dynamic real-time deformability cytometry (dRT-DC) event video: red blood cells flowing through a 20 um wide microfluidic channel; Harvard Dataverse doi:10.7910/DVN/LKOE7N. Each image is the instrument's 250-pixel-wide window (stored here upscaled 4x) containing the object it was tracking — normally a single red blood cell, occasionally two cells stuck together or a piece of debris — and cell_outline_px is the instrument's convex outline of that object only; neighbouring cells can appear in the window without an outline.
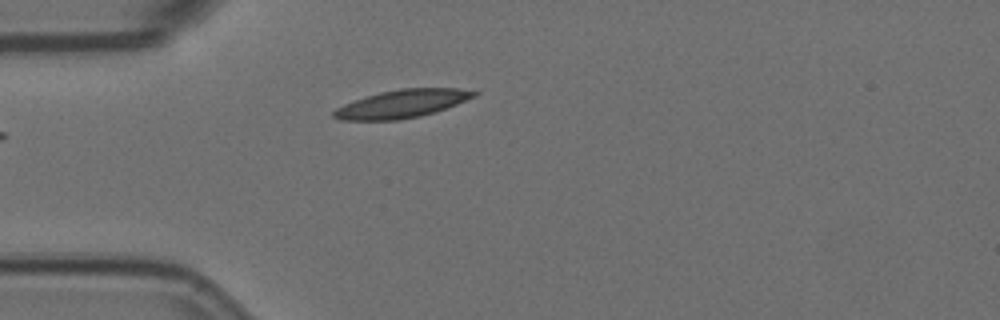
{"species": "Egyptian fruit bat (a non-hibernating species)", "species_latin": "Rousettus aegyptiacus", "temperature_condition": "room temperature", "stored_images_in_passage": 2, "camera_frame_rate_fps": 3000, "um_per_image_px": 0.085, "animal": {"sex": "female"}, "frame": {"image": 1, "passage_image": 2, "time_ms": 0.333, "image_size_px": [1000, 320], "cell_outline_px": [[480, 92], [476, 96], [456, 104], [420, 116], [400, 120], [340, 120], [332, 116], [332, 112], [336, 108], [344, 104], [380, 92], [400, 88], [460, 88]], "centroid_in_image_um": [34.17, 8.82], "position_along_channel_um": 50.8, "area_um2": 22.72}}